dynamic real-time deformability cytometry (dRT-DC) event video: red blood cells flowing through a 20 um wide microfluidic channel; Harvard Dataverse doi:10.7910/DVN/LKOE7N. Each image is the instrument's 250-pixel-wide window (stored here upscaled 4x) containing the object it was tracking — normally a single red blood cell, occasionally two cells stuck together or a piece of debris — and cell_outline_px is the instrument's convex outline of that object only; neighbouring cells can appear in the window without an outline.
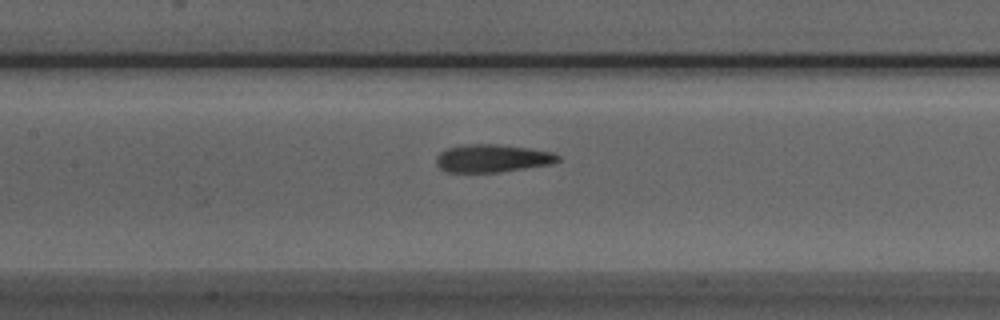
{"species": "Egyptian fruit bat (a non-hibernating species)", "species_latin": "Rousettus aegyptiacus", "temperature_condition": "room temperature", "stored_images_in_passage": 30, "camera_frame_rate_fps": 3000, "um_per_image_px": 0.085, "animal": {"sex": "male"}, "frame": {"image": 1, "passage_image": 8, "time_ms": 2.333, "image_size_px": [1000, 320], "cell_outline_px": [[560, 160], [552, 164], [496, 172], [448, 172], [440, 168], [436, 164], [436, 156], [440, 152], [448, 148], [460, 144], [496, 144], [528, 148], [552, 152], [560, 156]], "centroid_in_image_um": [41.82, 13.45], "position_along_channel_um": 165.6, "area_um2": 19.71}}
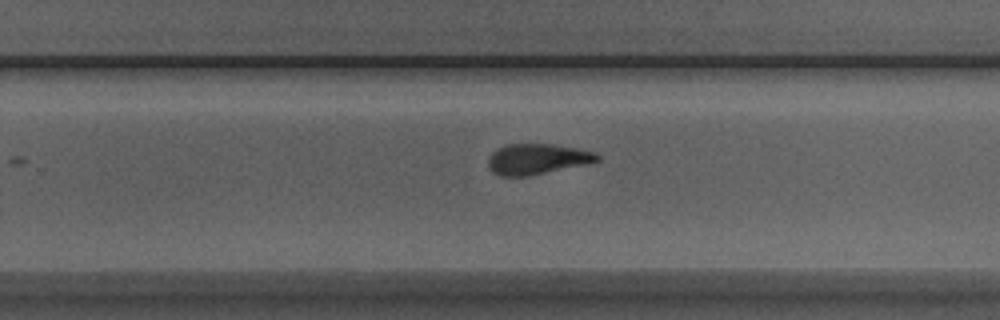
{"frame": {"image": 2, "passage_image": 17, "time_ms": 5.333, "image_size_px": [1000, 320], "cell_outline_px": [[600, 160], [588, 164], [528, 176], [500, 176], [492, 172], [488, 164], [488, 160], [492, 152], [508, 144], [552, 144], [576, 148], [596, 152], [600, 156]], "centroid_in_image_um": [45.69, 13.52], "position_along_channel_um": 284.1, "area_um2": 19.42}}
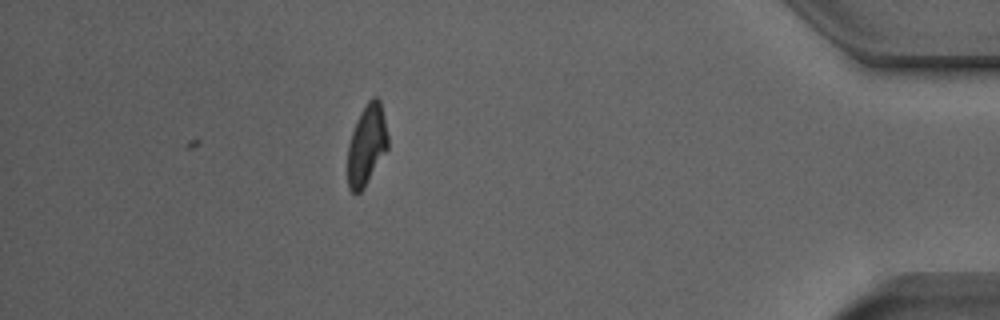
{"frame": {"image": 3, "passage_image": 30, "time_ms": 9.667, "image_size_px": [1000, 320], "cell_outline_px": [[388, 148], [364, 188], [360, 192], [352, 192], [348, 188], [348, 144], [356, 120], [360, 112], [368, 100], [372, 96], [376, 96], [380, 100], [388, 136]], "centroid_in_image_um": [31.17, 12.3], "position_along_channel_um": 404.0, "area_um2": 18.84}}